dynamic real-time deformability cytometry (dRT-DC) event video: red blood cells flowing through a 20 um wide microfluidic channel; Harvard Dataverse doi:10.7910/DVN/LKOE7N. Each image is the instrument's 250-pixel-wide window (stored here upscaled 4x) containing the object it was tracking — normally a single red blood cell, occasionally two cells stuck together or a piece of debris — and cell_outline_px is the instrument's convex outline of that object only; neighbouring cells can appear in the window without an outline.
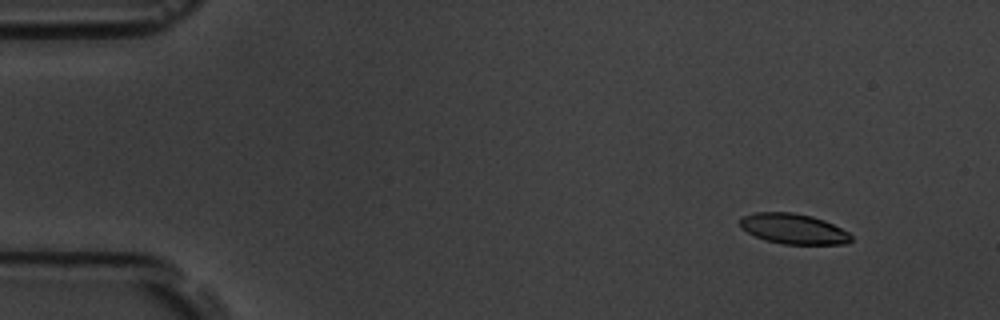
{"species": "common noctule bat (a hibernating species)", "species_latin": "Nyctalus noctula", "temperature_condition": "room temperature", "stored_images_in_passage": 8, "camera_frame_rate_fps": 3000, "um_per_image_px": 0.085, "animal": {"sex": "male", "body_mass_g": 19.5, "forearm_length_mm": 54.6}, "frame": {"image": 1, "passage_image": 1, "time_ms": 0.0, "image_size_px": [1000, 320], "cell_outline_px": [[852, 240], [848, 244], [784, 244], [764, 240], [740, 228], [740, 220], [744, 216], [756, 212], [792, 212], [812, 216], [824, 220], [848, 232], [852, 236]], "centroid_in_image_um": [67.45, 19.45], "position_along_channel_um": 17.5, "area_um2": 19.59}}
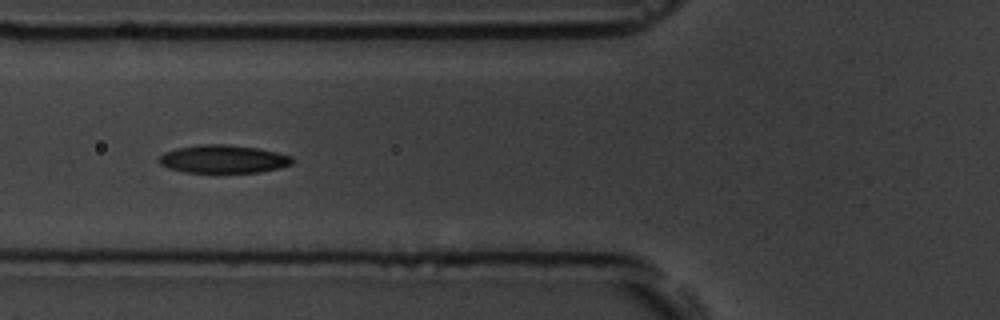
{"frame": {"image": 2, "passage_image": 5, "time_ms": 5.333, "image_size_px": [1000, 320], "cell_outline_px": [[292, 164], [280, 168], [260, 172], [184, 172], [168, 168], [160, 164], [156, 160], [164, 152], [176, 148], [200, 144], [228, 144], [256, 148], [276, 152], [292, 156]], "centroid_in_image_um": [18.94, 13.51], "position_along_channel_um": 106.9, "area_um2": 21.85}}
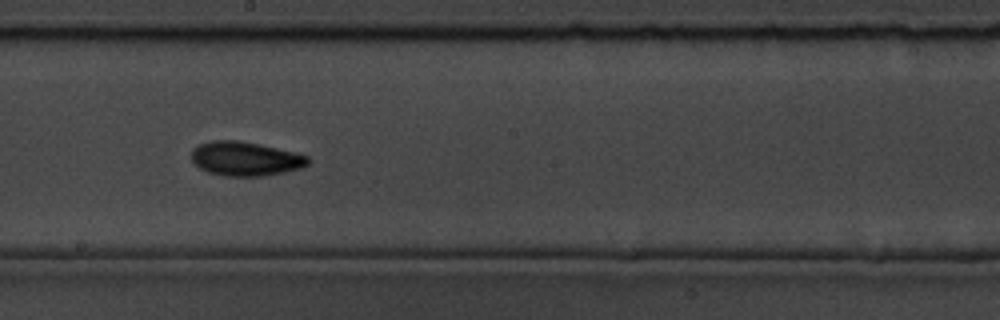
{"frame": {"image": 3, "passage_image": 8, "time_ms": 8.667, "image_size_px": [1000, 320], "cell_outline_px": [[312, 160], [308, 164], [300, 168], [284, 172], [264, 176], [224, 176], [208, 172], [200, 168], [192, 160], [192, 148], [196, 144], [212, 140], [240, 140], [260, 144], [308, 156]], "centroid_in_image_um": [20.83, 13.48], "position_along_channel_um": 227.4, "area_um2": 23.29}}